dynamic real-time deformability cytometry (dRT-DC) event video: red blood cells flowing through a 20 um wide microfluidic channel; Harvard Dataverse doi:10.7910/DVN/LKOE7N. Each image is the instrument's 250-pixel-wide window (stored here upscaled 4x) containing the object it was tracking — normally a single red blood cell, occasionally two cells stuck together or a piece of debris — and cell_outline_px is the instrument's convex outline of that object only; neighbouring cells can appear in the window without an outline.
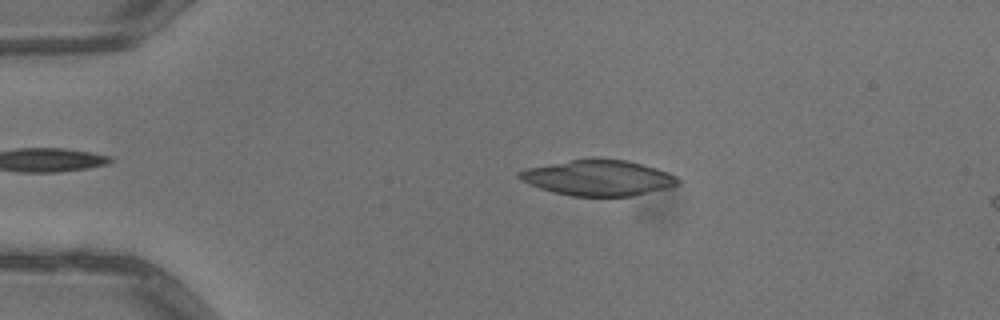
{"species": "common noctule bat (a hibernating species)", "species_latin": "Nyctalus noctula", "temperature_condition": "warm", "stored_images_in_passage": 3, "camera_frame_rate_fps": 3000, "um_per_image_px": 0.085, "animal": {"sex": "male", "body_mass_g": 13.3}, "frame": {"image": 1, "passage_image": 2, "time_ms": 0.333, "image_size_px": [1000, 320], "cell_outline_px": [[680, 184], [668, 188], [632, 196], [572, 196], [540, 188], [520, 180], [516, 176], [516, 172], [528, 168], [592, 156], [628, 160], [656, 168], [676, 176], [680, 180]], "centroid_in_image_um": [50.86, 15.09], "position_along_channel_um": 34.1, "area_um2": 33.23}}